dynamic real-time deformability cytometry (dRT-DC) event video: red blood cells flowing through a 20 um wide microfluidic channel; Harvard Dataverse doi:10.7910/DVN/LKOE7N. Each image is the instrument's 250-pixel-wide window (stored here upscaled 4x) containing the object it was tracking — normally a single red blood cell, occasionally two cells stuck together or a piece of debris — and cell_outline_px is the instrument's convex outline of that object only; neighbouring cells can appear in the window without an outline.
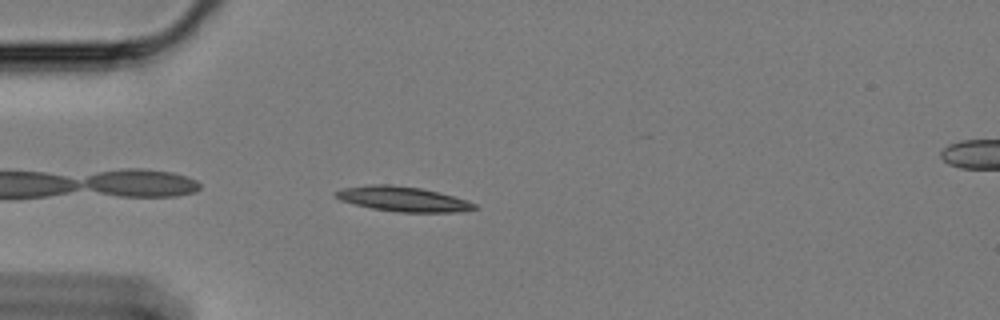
{"species": "Egyptian fruit bat (a non-hibernating species)", "species_latin": "Rousettus aegyptiacus", "temperature_condition": "cold", "stored_images_in_passage": 46, "camera_frame_rate_fps": 3000, "um_per_image_px": 0.085, "animal": {"sex": "female"}, "frame": {"image": 1, "passage_image": 3, "time_ms": 0.667, "image_size_px": [1000, 320], "cell_outline_px": [[476, 208], [460, 212], [396, 212], [372, 208], [340, 200], [332, 192], [344, 188], [372, 184], [392, 184], [420, 188], [468, 200], [476, 204]], "centroid_in_image_um": [34.24, 16.91], "position_along_channel_um": 50.8, "area_um2": 19.94}}
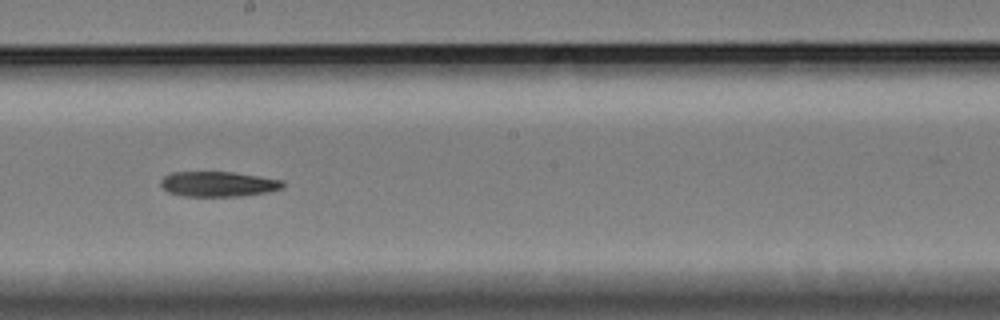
{"frame": {"image": 2, "passage_image": 20, "time_ms": 6.333, "image_size_px": [1000, 320], "cell_outline_px": [[284, 188], [268, 192], [240, 196], [184, 196], [168, 192], [160, 184], [160, 180], [164, 176], [172, 172], [232, 172], [284, 180]], "centroid_in_image_um": [18.56, 15.64], "position_along_channel_um": 229.6, "area_um2": 17.92}}
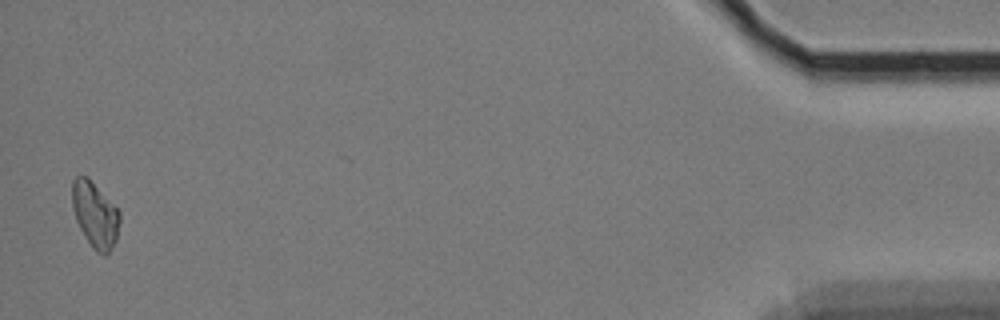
{"frame": {"image": 3, "passage_image": 45, "time_ms": 14.667, "image_size_px": [1000, 320], "cell_outline_px": [[120, 220], [116, 240], [108, 252], [104, 256], [96, 252], [92, 248], [84, 236], [76, 220], [72, 208], [72, 180], [76, 176], [88, 176], [120, 212]], "centroid_in_image_um": [8.06, 18.24], "position_along_channel_um": 427.1, "area_um2": 18.21}, "authors_computed_cell_mechanics": {"area_um2": 18.4382, "velocity_mm_per_s": 3.371, "shape_relaxation_time_tau1_ms": 10.8833, "shape_relaxation_time_tau2_ms": null, "deformation_change_tau1": 0.2005, "deformation_change_tau2": null}}